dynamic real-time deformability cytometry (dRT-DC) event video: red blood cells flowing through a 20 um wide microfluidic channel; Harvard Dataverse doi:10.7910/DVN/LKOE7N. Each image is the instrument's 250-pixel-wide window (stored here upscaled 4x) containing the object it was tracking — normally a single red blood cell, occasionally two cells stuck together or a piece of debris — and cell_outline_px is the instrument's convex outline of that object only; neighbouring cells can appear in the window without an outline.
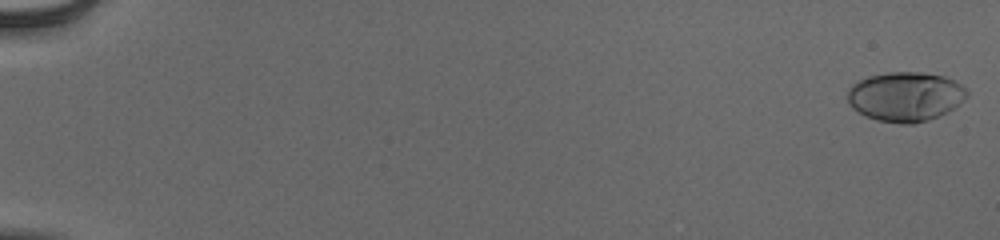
{"species": "human", "species_latin": "Homo sapiens", "temperature_condition": "cold", "stored_images_in_passage": 55, "camera_frame_rate_fps": 3000, "um_per_image_px": 0.085, "donor": {"sex": "male"}, "frame": {"image": 1, "passage_image": 1, "time_ms": 0.0, "image_size_px": [1000, 240], "cell_outline_px": [[968, 96], [952, 108], [928, 120], [912, 124], [900, 124], [876, 120], [864, 116], [852, 108], [848, 100], [848, 88], [852, 84], [868, 76], [888, 72], [924, 72], [944, 76], [960, 84], [968, 92]], "centroid_in_image_um": [76.92, 8.21], "position_along_channel_um": 8.1, "area_um2": 34.33}}
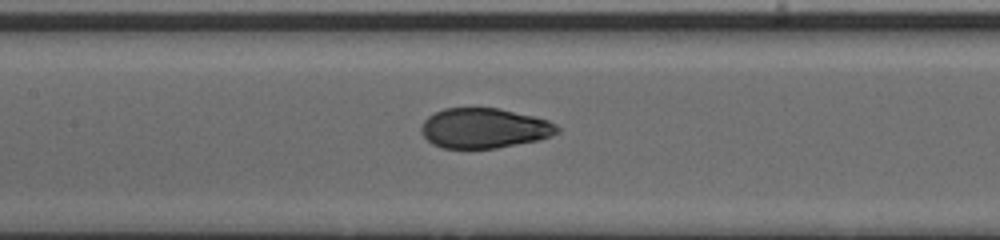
{"frame": {"image": 2, "passage_image": 29, "time_ms": 9.333, "image_size_px": [1000, 240], "cell_outline_px": [[560, 132], [552, 136], [540, 140], [496, 148], [440, 148], [432, 144], [420, 132], [420, 128], [424, 120], [428, 116], [444, 108], [500, 108], [536, 116], [548, 120], [556, 124], [560, 128]], "centroid_in_image_um": [41.19, 10.89], "position_along_channel_um": 166.2, "area_um2": 32.08}}
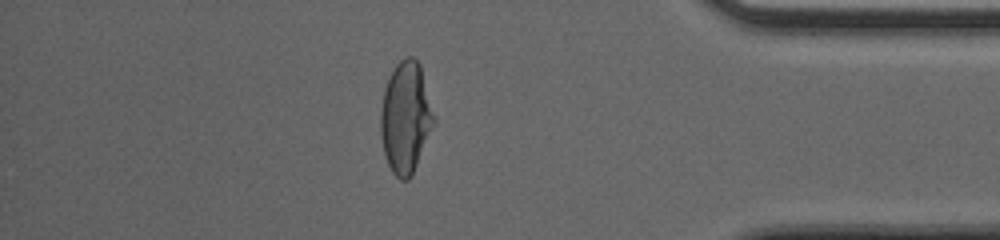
{"frame": {"image": 3, "passage_image": 49, "time_ms": 16.0, "image_size_px": [1000, 240], "cell_outline_px": [[436, 124], [412, 176], [408, 180], [400, 180], [392, 172], [388, 164], [384, 152], [380, 132], [380, 112], [384, 88], [396, 64], [400, 60], [408, 56], [412, 56], [420, 64], [436, 120]], "centroid_in_image_um": [34.5, 10.02], "position_along_channel_um": 400.7, "area_um2": 34.91}, "authors_computed_cell_mechanics": {"area_um2": 33.1194, "velocity_mm_per_s": 3.891, "shape_relaxation_time_tau1_ms": 4.1282, "shape_relaxation_time_tau2_ms": null, "deformation_change_tau1": 0.1929, "deformation_change_tau2": null}}